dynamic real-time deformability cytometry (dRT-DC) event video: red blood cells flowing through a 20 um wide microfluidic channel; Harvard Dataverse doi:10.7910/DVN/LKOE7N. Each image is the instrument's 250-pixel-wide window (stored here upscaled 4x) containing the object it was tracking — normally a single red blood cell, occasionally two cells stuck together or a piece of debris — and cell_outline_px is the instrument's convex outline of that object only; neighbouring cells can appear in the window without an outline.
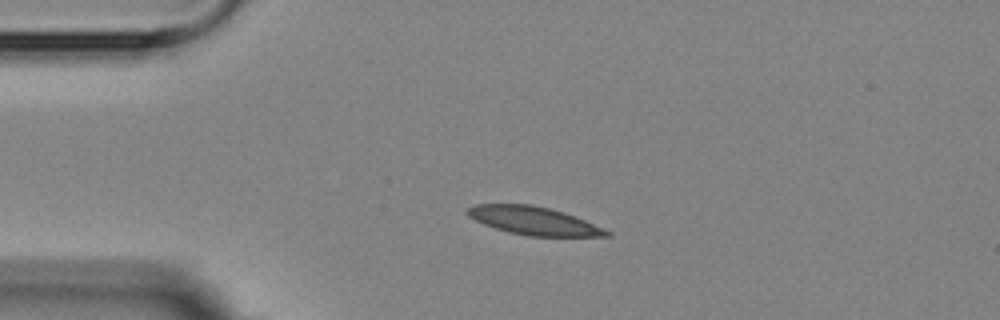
{"species": "Egyptian fruit bat (a non-hibernating species)", "species_latin": "Rousettus aegyptiacus", "temperature_condition": "room temperature", "stored_images_in_passage": 2, "camera_frame_rate_fps": 3000, "um_per_image_px": 0.085, "animal": {"sex": "female"}, "frame": {"image": 1, "passage_image": 1, "time_ms": 0.0, "image_size_px": [1000, 320], "cell_outline_px": [[612, 236], [528, 236], [508, 232], [484, 224], [468, 216], [464, 212], [468, 208], [476, 204], [532, 204], [564, 212], [584, 220], [612, 232]], "centroid_in_image_um": [45.35, 18.76], "position_along_channel_um": 39.7, "area_um2": 22.66}}